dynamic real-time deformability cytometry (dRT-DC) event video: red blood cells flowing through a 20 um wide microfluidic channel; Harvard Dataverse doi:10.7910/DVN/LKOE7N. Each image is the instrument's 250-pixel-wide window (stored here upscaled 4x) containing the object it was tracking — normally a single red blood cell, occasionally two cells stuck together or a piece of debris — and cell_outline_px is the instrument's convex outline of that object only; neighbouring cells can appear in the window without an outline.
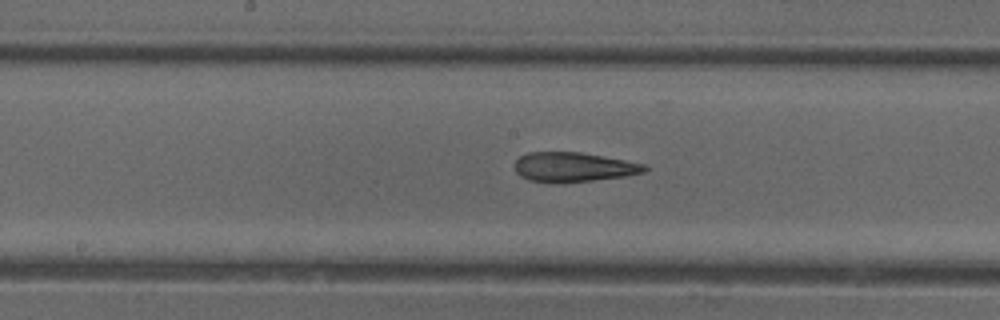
{"species": "common noctule bat (a hibernating species)", "species_latin": "Nyctalus noctula", "temperature_condition": "cold", "stored_images_in_passage": 27, "camera_frame_rate_fps": 3000, "um_per_image_px": 0.085, "animal": {"sex": "female"}, "frame": {"image": 1, "passage_image": 26, "time_ms": 8.333, "image_size_px": [1000, 320], "cell_outline_px": [[648, 168], [644, 172], [624, 176], [592, 180], [528, 180], [520, 176], [516, 172], [516, 160], [520, 156], [528, 152], [580, 152], [604, 156], [644, 164]], "centroid_in_image_um": [48.76, 14.16], "position_along_channel_um": 199.4, "area_um2": 21.44}}